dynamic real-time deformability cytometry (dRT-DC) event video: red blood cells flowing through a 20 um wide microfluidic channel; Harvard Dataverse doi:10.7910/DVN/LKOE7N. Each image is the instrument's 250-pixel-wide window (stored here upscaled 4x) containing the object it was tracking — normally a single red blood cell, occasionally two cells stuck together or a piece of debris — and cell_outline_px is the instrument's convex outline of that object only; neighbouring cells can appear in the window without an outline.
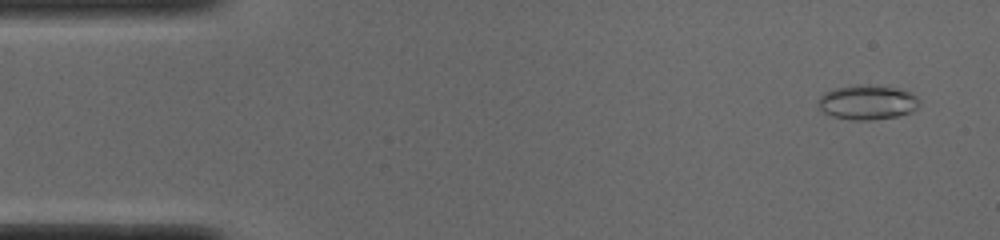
{"species": "common noctule bat (a hibernating species)", "species_latin": "Nyctalus noctula", "temperature_condition": "cold", "stored_images_in_passage": 49, "camera_frame_rate_fps": 3000, "um_per_image_px": 0.085, "animal": {"sex": "male", "body_mass_g": 19.0, "forearm_length_mm": 50.8}, "frame": {"image": 1, "passage_image": 3, "time_ms": 0.667, "image_size_px": [1000, 240], "cell_outline_px": [[920, 104], [912, 112], [896, 116], [868, 120], [852, 120], [832, 116], [824, 112], [820, 108], [820, 96], [824, 92], [836, 88], [856, 84], [868, 84], [896, 88], [912, 92], [920, 100]], "centroid_in_image_um": [73.76, 8.68], "position_along_channel_um": 11.2, "area_um2": 20.4}}
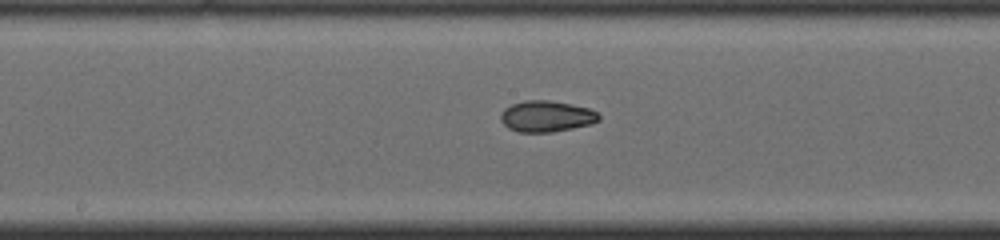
{"frame": {"image": 2, "passage_image": 26, "time_ms": 8.333, "image_size_px": [1000, 240], "cell_outline_px": [[600, 120], [592, 124], [552, 132], [520, 132], [508, 128], [500, 120], [500, 116], [504, 108], [512, 104], [524, 100], [548, 100], [588, 108], [596, 112], [600, 116]], "centroid_in_image_um": [46.43, 9.89], "position_along_channel_um": 201.8, "area_um2": 17.74}}
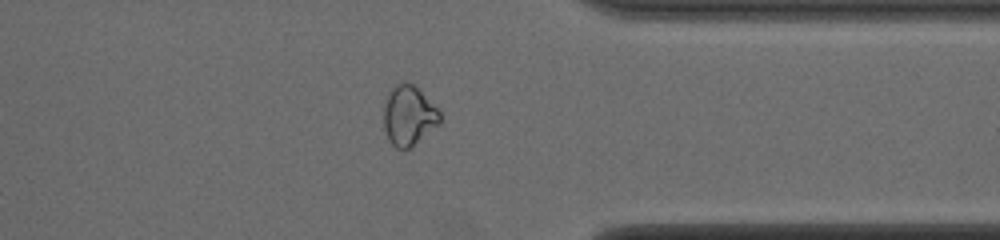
{"frame": {"image": 3, "passage_image": 40, "time_ms": 13.0, "image_size_px": [1000, 240], "cell_outline_px": [[440, 124], [412, 148], [396, 148], [388, 140], [384, 128], [384, 108], [388, 92], [400, 80], [408, 80], [416, 84], [440, 112]], "centroid_in_image_um": [34.75, 9.79], "position_along_channel_um": 376.7, "area_um2": 20.11}, "authors_computed_cell_mechanics": {"area_um2": 18.3804, "velocity_mm_per_s": 3.9107, "shape_relaxation_time_tau1_ms": 11.0383, "shape_relaxation_time_tau2_ms": 3.1066, "deformation_change_tau1": 0.2333, "deformation_change_tau2": 0.0704}}